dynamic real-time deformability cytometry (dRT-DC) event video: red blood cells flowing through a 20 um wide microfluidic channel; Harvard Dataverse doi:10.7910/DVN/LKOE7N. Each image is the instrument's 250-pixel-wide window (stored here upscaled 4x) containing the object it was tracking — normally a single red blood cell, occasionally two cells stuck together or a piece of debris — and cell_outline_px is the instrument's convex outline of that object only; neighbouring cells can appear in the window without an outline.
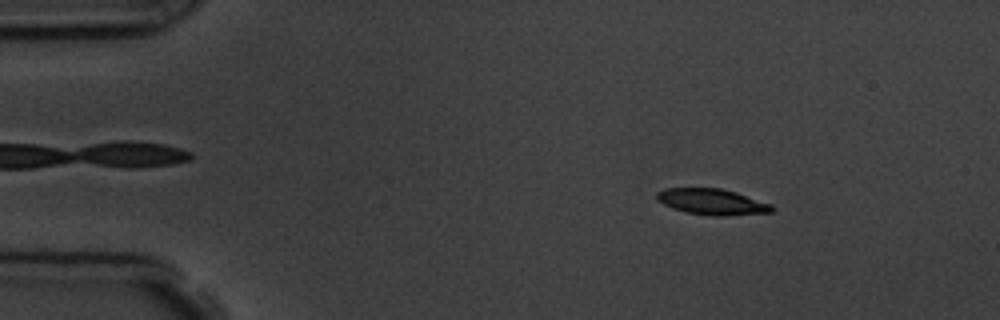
{"species": "common noctule bat (a hibernating species)", "species_latin": "Nyctalus noctula", "temperature_condition": "room temperature", "stored_images_in_passage": 6, "camera_frame_rate_fps": 3000, "um_per_image_px": 0.085, "animal": {"sex": "male", "body_mass_g": 19.5, "forearm_length_mm": 54.6}, "frame": {"image": 1, "passage_image": 2, "time_ms": 1.0, "image_size_px": [1000, 320], "cell_outline_px": [[776, 208], [772, 212], [724, 216], [712, 216], [688, 212], [672, 208], [656, 200], [656, 192], [664, 188], [720, 188], [736, 192], [772, 204]], "centroid_in_image_um": [60.53, 17.15], "position_along_channel_um": 24.5, "area_um2": 17.51}}
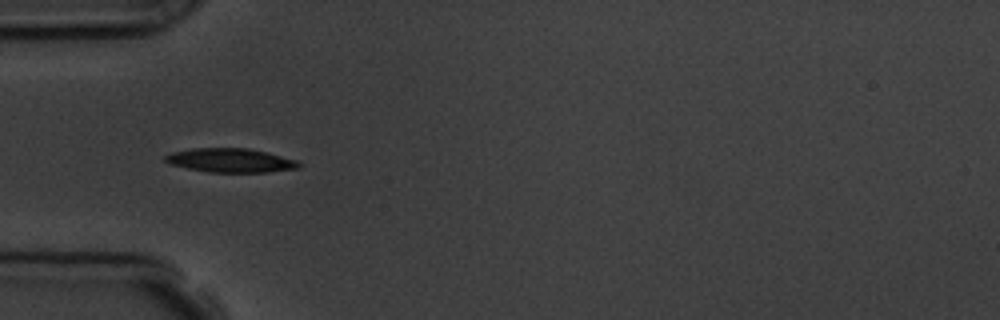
{"frame": {"image": 2, "passage_image": 4, "time_ms": 4.0, "image_size_px": [1000, 320], "cell_outline_px": [[300, 168], [268, 172], [208, 172], [188, 168], [172, 164], [164, 160], [164, 156], [172, 152], [192, 148], [248, 148], [268, 152], [296, 160], [300, 164]], "centroid_in_image_um": [19.61, 13.62], "position_along_channel_um": 65.4, "area_um2": 18.61}}